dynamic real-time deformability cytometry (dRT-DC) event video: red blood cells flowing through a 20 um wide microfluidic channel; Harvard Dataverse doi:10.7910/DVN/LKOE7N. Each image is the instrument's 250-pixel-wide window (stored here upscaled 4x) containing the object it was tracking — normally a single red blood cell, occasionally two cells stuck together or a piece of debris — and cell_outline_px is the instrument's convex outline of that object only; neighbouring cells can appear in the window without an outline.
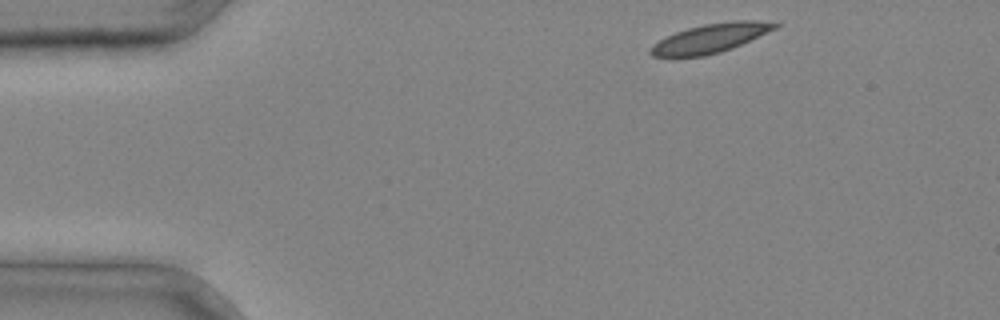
{"species": "common noctule bat (a hibernating species)", "species_latin": "Nyctalus noctula", "temperature_condition": "cold", "stored_images_in_passage": 3, "camera_frame_rate_fps": 3000, "um_per_image_px": 0.085, "animal": {"sex": "male", "body_mass_g": 20.4}, "frame": {"image": 1, "passage_image": 1, "time_ms": 0.0, "image_size_px": [1000, 320], "cell_outline_px": [[780, 24], [776, 28], [732, 48], [720, 52], [704, 56], [652, 56], [648, 52], [648, 48], [652, 44], [676, 32], [688, 28], [704, 24], [732, 20], [776, 20]], "centroid_in_image_um": [60.43, 3.22], "position_along_channel_um": 24.6, "area_um2": 21.04}}
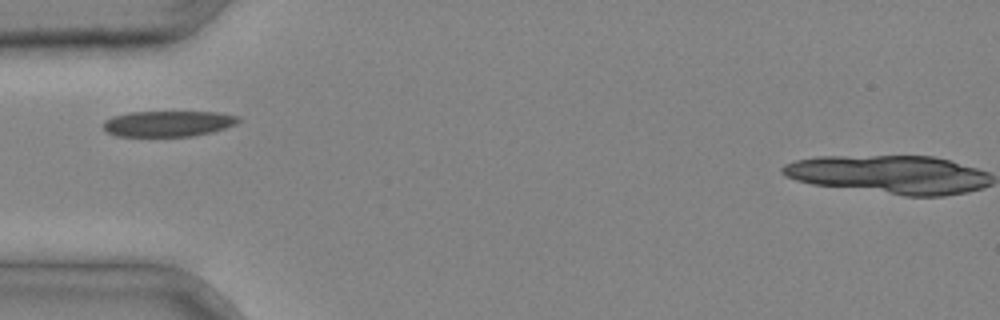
{"frame": {"image": 2, "passage_image": 3, "time_ms": 0.667, "image_size_px": [1000, 320], "cell_outline_px": [[240, 120], [236, 124], [212, 132], [192, 136], [116, 136], [108, 132], [104, 128], [104, 120], [112, 116], [128, 112], [220, 112], [240, 116]], "centroid_in_image_um": [14.3, 10.5], "position_along_channel_um": 70.7, "area_um2": 20.35}}